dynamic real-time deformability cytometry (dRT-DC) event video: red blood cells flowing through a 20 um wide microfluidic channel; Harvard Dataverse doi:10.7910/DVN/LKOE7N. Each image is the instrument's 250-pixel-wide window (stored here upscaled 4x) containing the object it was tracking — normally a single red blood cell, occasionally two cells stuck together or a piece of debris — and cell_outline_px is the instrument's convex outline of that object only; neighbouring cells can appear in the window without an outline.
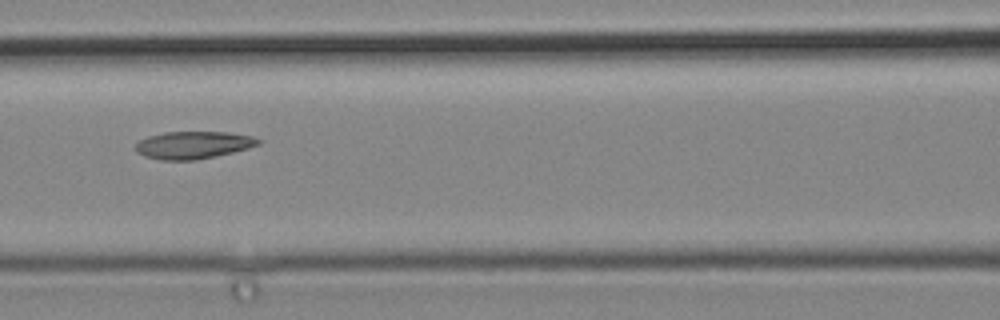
{"species": "common noctule bat (a hibernating species)", "species_latin": "Nyctalus noctula", "temperature_condition": "cold", "stored_images_in_passage": 5, "camera_frame_rate_fps": 3000, "um_per_image_px": 0.085, "animal": {"sex": "male", "body_mass_g": 19.2, "forearm_length_mm": 51.8}, "frame": {"image": 1, "passage_image": 5, "time_ms": 1.333, "image_size_px": [1000, 320], "cell_outline_px": [[264, 140], [260, 144], [248, 148], [216, 156], [196, 160], [160, 160], [144, 156], [136, 152], [136, 144], [140, 140], [148, 136], [164, 132], [224, 132], [252, 136]], "centroid_in_image_um": [16.43, 12.33], "position_along_channel_um": 150.2, "area_um2": 19.65}}